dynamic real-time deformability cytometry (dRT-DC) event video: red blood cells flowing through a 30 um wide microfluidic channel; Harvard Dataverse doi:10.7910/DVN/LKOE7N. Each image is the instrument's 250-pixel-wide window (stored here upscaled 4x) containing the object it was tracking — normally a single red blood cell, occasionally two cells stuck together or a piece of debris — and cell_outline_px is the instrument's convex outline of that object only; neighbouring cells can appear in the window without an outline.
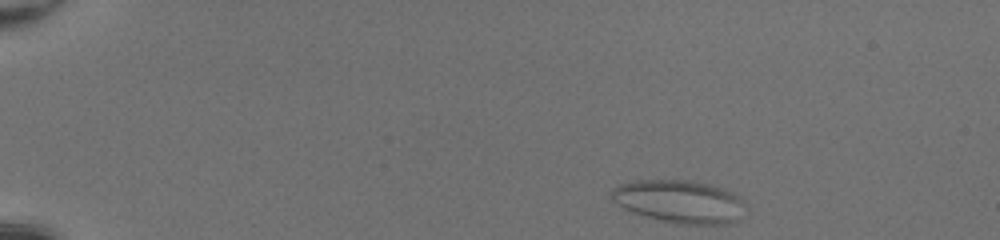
{"species": "common noctule bat (a hibernating species)", "species_latin": "Nyctalus noctula", "temperature_condition": "room temperature", "stored_images_in_passage": 43, "camera_frame_rate_fps": 3000, "um_per_image_px": 0.085, "animal": {"sex": "female", "body_mass_g": 20.0, "forearm_length_mm": 54.0}, "frame": {"image": 1, "passage_image": 1, "time_ms": 0.0, "image_size_px": [1000, 240], "cell_outline_px": [[744, 204], [736, 220], [732, 224], [676, 224], [644, 216], [632, 212], [624, 208], [612, 200], [608, 196], [608, 192], [612, 188], [620, 184], [636, 180], [692, 180], [724, 188], [736, 192], [744, 200]], "centroid_in_image_um": [57.72, 17.11], "position_along_channel_um": 27.3, "area_um2": 33.81}}
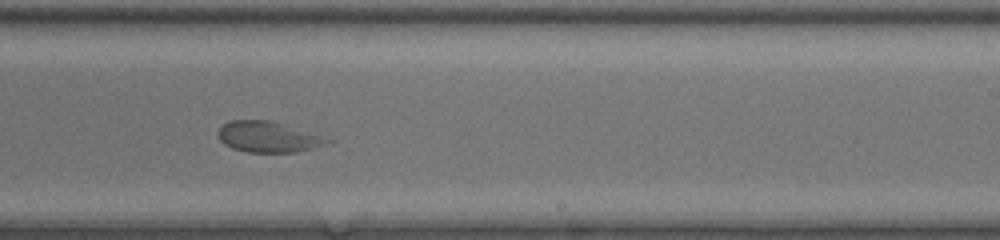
{"frame": {"image": 2, "passage_image": 26, "time_ms": 8.333, "image_size_px": [1000, 240], "cell_outline_px": [[336, 140], [312, 148], [296, 152], [248, 152], [232, 148], [224, 144], [220, 140], [216, 132], [228, 120], [272, 120]], "centroid_in_image_um": [22.78, 11.63], "position_along_channel_um": 266.2, "area_um2": 19.65}}
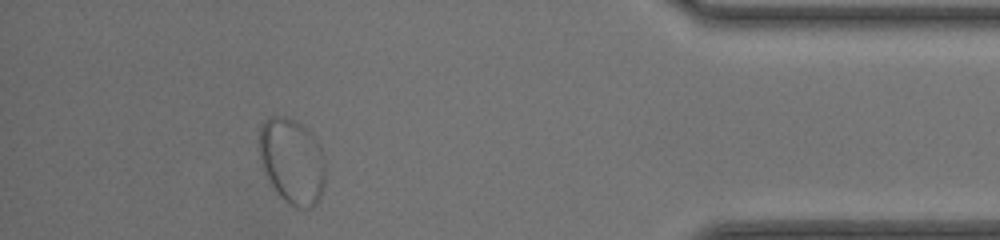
{"frame": {"image": 3, "passage_image": 39, "time_ms": 12.667, "image_size_px": [1000, 240], "cell_outline_px": [[324, 188], [316, 204], [312, 208], [296, 208], [288, 204], [276, 192], [260, 164], [260, 128], [264, 120], [272, 116], [284, 116], [300, 124], [320, 144], [324, 156]], "centroid_in_image_um": [24.83, 13.73], "position_along_channel_um": 410.4, "area_um2": 32.95}}